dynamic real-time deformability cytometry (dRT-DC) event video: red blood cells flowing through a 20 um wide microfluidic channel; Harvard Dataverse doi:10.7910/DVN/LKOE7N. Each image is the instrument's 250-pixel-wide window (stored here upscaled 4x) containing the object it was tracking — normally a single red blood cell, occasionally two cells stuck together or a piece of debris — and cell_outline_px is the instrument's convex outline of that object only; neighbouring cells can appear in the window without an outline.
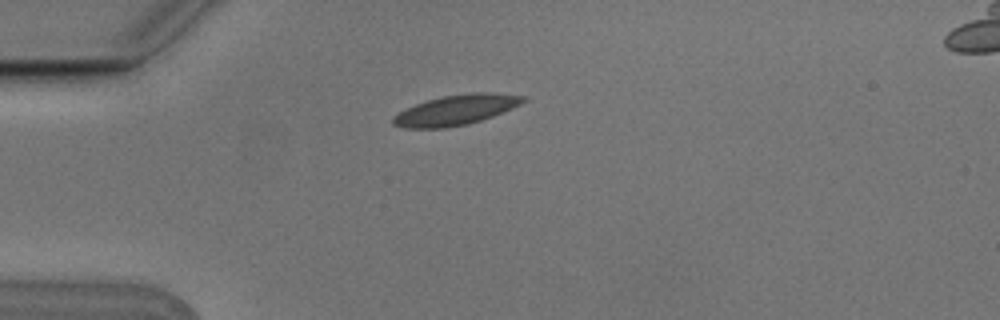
{"species": "Egyptian fruit bat (a non-hibernating species)", "species_latin": "Rousettus aegyptiacus", "temperature_condition": "cold", "stored_images_in_passage": 5, "camera_frame_rate_fps": 3000, "um_per_image_px": 0.085, "animal": {"sex": "male"}, "frame": {"image": 1, "passage_image": 3, "time_ms": 0.667, "image_size_px": [1000, 320], "cell_outline_px": [[528, 100], [512, 108], [492, 116], [468, 124], [444, 128], [404, 128], [392, 124], [392, 116], [416, 104], [428, 100], [444, 96], [472, 92], [492, 92], [524, 96]], "centroid_in_image_um": [38.76, 9.35], "position_along_channel_um": 46.2, "area_um2": 22.66}}